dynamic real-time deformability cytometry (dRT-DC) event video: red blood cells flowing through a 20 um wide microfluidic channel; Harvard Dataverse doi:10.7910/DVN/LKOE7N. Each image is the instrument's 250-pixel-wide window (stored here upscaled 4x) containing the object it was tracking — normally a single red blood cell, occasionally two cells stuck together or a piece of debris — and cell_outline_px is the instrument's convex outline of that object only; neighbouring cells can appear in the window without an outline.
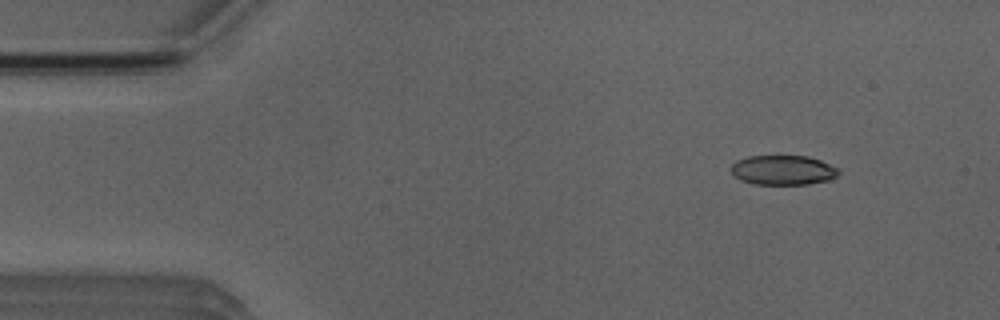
{"species": "Egyptian fruit bat (a non-hibernating species)", "species_latin": "Rousettus aegyptiacus", "temperature_condition": "room temperature", "stored_images_in_passage": 4, "camera_frame_rate_fps": 3000, "um_per_image_px": 0.085, "animal": {"sex": "male"}, "frame": {"image": 1, "passage_image": 1, "time_ms": 0.0, "image_size_px": [1000, 320], "cell_outline_px": [[840, 172], [836, 176], [828, 180], [808, 184], [756, 184], [740, 180], [732, 172], [732, 164], [736, 160], [748, 156], [808, 156], [820, 160], [840, 168]], "centroid_in_image_um": [66.58, 14.45], "position_along_channel_um": 18.4, "area_um2": 18.55}}